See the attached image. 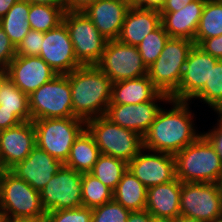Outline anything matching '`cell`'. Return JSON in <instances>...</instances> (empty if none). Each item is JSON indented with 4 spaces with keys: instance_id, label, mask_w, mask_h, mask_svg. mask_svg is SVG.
<instances>
[{
    "instance_id": "cell-1",
    "label": "cell",
    "mask_w": 222,
    "mask_h": 222,
    "mask_svg": "<svg viewBox=\"0 0 222 222\" xmlns=\"http://www.w3.org/2000/svg\"><path fill=\"white\" fill-rule=\"evenodd\" d=\"M173 108H161L148 132L143 137V148L155 152L175 155L192 144L203 133L194 128V113L190 111L189 101L169 100ZM193 120V121H192Z\"/></svg>"
},
{
    "instance_id": "cell-2",
    "label": "cell",
    "mask_w": 222,
    "mask_h": 222,
    "mask_svg": "<svg viewBox=\"0 0 222 222\" xmlns=\"http://www.w3.org/2000/svg\"><path fill=\"white\" fill-rule=\"evenodd\" d=\"M74 116L87 122L104 116L112 97L113 82L96 65L81 66L67 74Z\"/></svg>"
},
{
    "instance_id": "cell-3",
    "label": "cell",
    "mask_w": 222,
    "mask_h": 222,
    "mask_svg": "<svg viewBox=\"0 0 222 222\" xmlns=\"http://www.w3.org/2000/svg\"><path fill=\"white\" fill-rule=\"evenodd\" d=\"M174 156L181 182L216 183L222 174V157L204 134Z\"/></svg>"
},
{
    "instance_id": "cell-4",
    "label": "cell",
    "mask_w": 222,
    "mask_h": 222,
    "mask_svg": "<svg viewBox=\"0 0 222 222\" xmlns=\"http://www.w3.org/2000/svg\"><path fill=\"white\" fill-rule=\"evenodd\" d=\"M86 128L94 137L100 154L129 163L143 149L142 136L113 123L105 115L88 120Z\"/></svg>"
},
{
    "instance_id": "cell-5",
    "label": "cell",
    "mask_w": 222,
    "mask_h": 222,
    "mask_svg": "<svg viewBox=\"0 0 222 222\" xmlns=\"http://www.w3.org/2000/svg\"><path fill=\"white\" fill-rule=\"evenodd\" d=\"M33 124L36 146L63 164L76 138L86 128V122L77 117L37 119Z\"/></svg>"
},
{
    "instance_id": "cell-6",
    "label": "cell",
    "mask_w": 222,
    "mask_h": 222,
    "mask_svg": "<svg viewBox=\"0 0 222 222\" xmlns=\"http://www.w3.org/2000/svg\"><path fill=\"white\" fill-rule=\"evenodd\" d=\"M194 41L171 38L166 41L159 58L148 68L147 75L153 85L171 96L178 88L183 68Z\"/></svg>"
},
{
    "instance_id": "cell-7",
    "label": "cell",
    "mask_w": 222,
    "mask_h": 222,
    "mask_svg": "<svg viewBox=\"0 0 222 222\" xmlns=\"http://www.w3.org/2000/svg\"><path fill=\"white\" fill-rule=\"evenodd\" d=\"M0 212L8 221L42 218L46 215L41 204L40 192L10 170L5 171L2 183Z\"/></svg>"
},
{
    "instance_id": "cell-8",
    "label": "cell",
    "mask_w": 222,
    "mask_h": 222,
    "mask_svg": "<svg viewBox=\"0 0 222 222\" xmlns=\"http://www.w3.org/2000/svg\"><path fill=\"white\" fill-rule=\"evenodd\" d=\"M31 121L75 117L67 74H58L29 96Z\"/></svg>"
},
{
    "instance_id": "cell-9",
    "label": "cell",
    "mask_w": 222,
    "mask_h": 222,
    "mask_svg": "<svg viewBox=\"0 0 222 222\" xmlns=\"http://www.w3.org/2000/svg\"><path fill=\"white\" fill-rule=\"evenodd\" d=\"M66 25L77 60L83 66L96 65L104 52L107 40L83 11H65Z\"/></svg>"
},
{
    "instance_id": "cell-10",
    "label": "cell",
    "mask_w": 222,
    "mask_h": 222,
    "mask_svg": "<svg viewBox=\"0 0 222 222\" xmlns=\"http://www.w3.org/2000/svg\"><path fill=\"white\" fill-rule=\"evenodd\" d=\"M96 66L113 83L139 78L147 75L148 72L137 46L124 44L118 39L107 42Z\"/></svg>"
},
{
    "instance_id": "cell-11",
    "label": "cell",
    "mask_w": 222,
    "mask_h": 222,
    "mask_svg": "<svg viewBox=\"0 0 222 222\" xmlns=\"http://www.w3.org/2000/svg\"><path fill=\"white\" fill-rule=\"evenodd\" d=\"M180 215L203 222L222 217V198L216 183L181 182Z\"/></svg>"
},
{
    "instance_id": "cell-12",
    "label": "cell",
    "mask_w": 222,
    "mask_h": 222,
    "mask_svg": "<svg viewBox=\"0 0 222 222\" xmlns=\"http://www.w3.org/2000/svg\"><path fill=\"white\" fill-rule=\"evenodd\" d=\"M40 197L46 212L83 206L82 173L63 165L40 191Z\"/></svg>"
},
{
    "instance_id": "cell-13",
    "label": "cell",
    "mask_w": 222,
    "mask_h": 222,
    "mask_svg": "<svg viewBox=\"0 0 222 222\" xmlns=\"http://www.w3.org/2000/svg\"><path fill=\"white\" fill-rule=\"evenodd\" d=\"M170 99L168 94L159 92L148 102L139 104H109L105 116L113 123L135 131L144 137L161 109L157 101L169 103Z\"/></svg>"
},
{
    "instance_id": "cell-14",
    "label": "cell",
    "mask_w": 222,
    "mask_h": 222,
    "mask_svg": "<svg viewBox=\"0 0 222 222\" xmlns=\"http://www.w3.org/2000/svg\"><path fill=\"white\" fill-rule=\"evenodd\" d=\"M151 152L143 148L128 163V169L147 189L176 179L175 156L165 152Z\"/></svg>"
},
{
    "instance_id": "cell-15",
    "label": "cell",
    "mask_w": 222,
    "mask_h": 222,
    "mask_svg": "<svg viewBox=\"0 0 222 222\" xmlns=\"http://www.w3.org/2000/svg\"><path fill=\"white\" fill-rule=\"evenodd\" d=\"M39 56L57 73L68 74L83 66L76 58L66 25L44 32Z\"/></svg>"
},
{
    "instance_id": "cell-16",
    "label": "cell",
    "mask_w": 222,
    "mask_h": 222,
    "mask_svg": "<svg viewBox=\"0 0 222 222\" xmlns=\"http://www.w3.org/2000/svg\"><path fill=\"white\" fill-rule=\"evenodd\" d=\"M219 59L194 45L185 62L179 88L170 96L178 101H189L205 86Z\"/></svg>"
},
{
    "instance_id": "cell-17",
    "label": "cell",
    "mask_w": 222,
    "mask_h": 222,
    "mask_svg": "<svg viewBox=\"0 0 222 222\" xmlns=\"http://www.w3.org/2000/svg\"><path fill=\"white\" fill-rule=\"evenodd\" d=\"M5 74L27 96L58 75L40 56L21 55L14 57Z\"/></svg>"
},
{
    "instance_id": "cell-18",
    "label": "cell",
    "mask_w": 222,
    "mask_h": 222,
    "mask_svg": "<svg viewBox=\"0 0 222 222\" xmlns=\"http://www.w3.org/2000/svg\"><path fill=\"white\" fill-rule=\"evenodd\" d=\"M36 146L33 121L0 131V166L10 170L23 161Z\"/></svg>"
},
{
    "instance_id": "cell-19",
    "label": "cell",
    "mask_w": 222,
    "mask_h": 222,
    "mask_svg": "<svg viewBox=\"0 0 222 222\" xmlns=\"http://www.w3.org/2000/svg\"><path fill=\"white\" fill-rule=\"evenodd\" d=\"M63 165L60 160L35 146L30 154L10 171L40 192Z\"/></svg>"
},
{
    "instance_id": "cell-20",
    "label": "cell",
    "mask_w": 222,
    "mask_h": 222,
    "mask_svg": "<svg viewBox=\"0 0 222 222\" xmlns=\"http://www.w3.org/2000/svg\"><path fill=\"white\" fill-rule=\"evenodd\" d=\"M132 6L128 0H97L83 12L90 18L101 35L107 40H117L124 18Z\"/></svg>"
},
{
    "instance_id": "cell-21",
    "label": "cell",
    "mask_w": 222,
    "mask_h": 222,
    "mask_svg": "<svg viewBox=\"0 0 222 222\" xmlns=\"http://www.w3.org/2000/svg\"><path fill=\"white\" fill-rule=\"evenodd\" d=\"M205 3L206 0H196L180 11L160 12L161 24L169 37L194 41Z\"/></svg>"
},
{
    "instance_id": "cell-22",
    "label": "cell",
    "mask_w": 222,
    "mask_h": 222,
    "mask_svg": "<svg viewBox=\"0 0 222 222\" xmlns=\"http://www.w3.org/2000/svg\"><path fill=\"white\" fill-rule=\"evenodd\" d=\"M161 25V14L156 10L141 9L132 4L122 25L118 40L138 46L143 39Z\"/></svg>"
},
{
    "instance_id": "cell-23",
    "label": "cell",
    "mask_w": 222,
    "mask_h": 222,
    "mask_svg": "<svg viewBox=\"0 0 222 222\" xmlns=\"http://www.w3.org/2000/svg\"><path fill=\"white\" fill-rule=\"evenodd\" d=\"M181 181L175 180L147 190L146 210L157 217L175 219L180 215Z\"/></svg>"
},
{
    "instance_id": "cell-24",
    "label": "cell",
    "mask_w": 222,
    "mask_h": 222,
    "mask_svg": "<svg viewBox=\"0 0 222 222\" xmlns=\"http://www.w3.org/2000/svg\"><path fill=\"white\" fill-rule=\"evenodd\" d=\"M159 92L148 75L123 80L113 83L110 104H139L148 102Z\"/></svg>"
},
{
    "instance_id": "cell-25",
    "label": "cell",
    "mask_w": 222,
    "mask_h": 222,
    "mask_svg": "<svg viewBox=\"0 0 222 222\" xmlns=\"http://www.w3.org/2000/svg\"><path fill=\"white\" fill-rule=\"evenodd\" d=\"M99 155L94 137L85 128L73 143L64 165L81 173L90 172Z\"/></svg>"
},
{
    "instance_id": "cell-26",
    "label": "cell",
    "mask_w": 222,
    "mask_h": 222,
    "mask_svg": "<svg viewBox=\"0 0 222 222\" xmlns=\"http://www.w3.org/2000/svg\"><path fill=\"white\" fill-rule=\"evenodd\" d=\"M147 188L127 169L113 191V200L130 211L146 209Z\"/></svg>"
},
{
    "instance_id": "cell-27",
    "label": "cell",
    "mask_w": 222,
    "mask_h": 222,
    "mask_svg": "<svg viewBox=\"0 0 222 222\" xmlns=\"http://www.w3.org/2000/svg\"><path fill=\"white\" fill-rule=\"evenodd\" d=\"M0 110L12 111L22 122L31 121L29 96L0 72Z\"/></svg>"
},
{
    "instance_id": "cell-28",
    "label": "cell",
    "mask_w": 222,
    "mask_h": 222,
    "mask_svg": "<svg viewBox=\"0 0 222 222\" xmlns=\"http://www.w3.org/2000/svg\"><path fill=\"white\" fill-rule=\"evenodd\" d=\"M30 4L25 0H18L0 19V26L10 38L11 42L17 47L31 30L28 21Z\"/></svg>"
},
{
    "instance_id": "cell-29",
    "label": "cell",
    "mask_w": 222,
    "mask_h": 222,
    "mask_svg": "<svg viewBox=\"0 0 222 222\" xmlns=\"http://www.w3.org/2000/svg\"><path fill=\"white\" fill-rule=\"evenodd\" d=\"M222 35V0H206L198 29L195 45L202 40Z\"/></svg>"
},
{
    "instance_id": "cell-30",
    "label": "cell",
    "mask_w": 222,
    "mask_h": 222,
    "mask_svg": "<svg viewBox=\"0 0 222 222\" xmlns=\"http://www.w3.org/2000/svg\"><path fill=\"white\" fill-rule=\"evenodd\" d=\"M127 169L128 163L124 160L100 154L90 173L114 191Z\"/></svg>"
},
{
    "instance_id": "cell-31",
    "label": "cell",
    "mask_w": 222,
    "mask_h": 222,
    "mask_svg": "<svg viewBox=\"0 0 222 222\" xmlns=\"http://www.w3.org/2000/svg\"><path fill=\"white\" fill-rule=\"evenodd\" d=\"M65 7L30 4L29 18L31 30L47 32L62 23Z\"/></svg>"
},
{
    "instance_id": "cell-32",
    "label": "cell",
    "mask_w": 222,
    "mask_h": 222,
    "mask_svg": "<svg viewBox=\"0 0 222 222\" xmlns=\"http://www.w3.org/2000/svg\"><path fill=\"white\" fill-rule=\"evenodd\" d=\"M113 200V191L90 172L82 173V204L94 208Z\"/></svg>"
},
{
    "instance_id": "cell-33",
    "label": "cell",
    "mask_w": 222,
    "mask_h": 222,
    "mask_svg": "<svg viewBox=\"0 0 222 222\" xmlns=\"http://www.w3.org/2000/svg\"><path fill=\"white\" fill-rule=\"evenodd\" d=\"M201 99L215 112L222 107V60H218L211 68L209 80L205 86L192 98Z\"/></svg>"
},
{
    "instance_id": "cell-34",
    "label": "cell",
    "mask_w": 222,
    "mask_h": 222,
    "mask_svg": "<svg viewBox=\"0 0 222 222\" xmlns=\"http://www.w3.org/2000/svg\"><path fill=\"white\" fill-rule=\"evenodd\" d=\"M168 39L169 35L161 24L156 30L148 34L137 46L147 68L159 58Z\"/></svg>"
},
{
    "instance_id": "cell-35",
    "label": "cell",
    "mask_w": 222,
    "mask_h": 222,
    "mask_svg": "<svg viewBox=\"0 0 222 222\" xmlns=\"http://www.w3.org/2000/svg\"><path fill=\"white\" fill-rule=\"evenodd\" d=\"M130 210L115 200L92 208L91 222H127Z\"/></svg>"
},
{
    "instance_id": "cell-36",
    "label": "cell",
    "mask_w": 222,
    "mask_h": 222,
    "mask_svg": "<svg viewBox=\"0 0 222 222\" xmlns=\"http://www.w3.org/2000/svg\"><path fill=\"white\" fill-rule=\"evenodd\" d=\"M46 222H91L92 208L76 207L46 212Z\"/></svg>"
},
{
    "instance_id": "cell-37",
    "label": "cell",
    "mask_w": 222,
    "mask_h": 222,
    "mask_svg": "<svg viewBox=\"0 0 222 222\" xmlns=\"http://www.w3.org/2000/svg\"><path fill=\"white\" fill-rule=\"evenodd\" d=\"M43 39L44 32L30 30L16 47V55L39 56Z\"/></svg>"
},
{
    "instance_id": "cell-38",
    "label": "cell",
    "mask_w": 222,
    "mask_h": 222,
    "mask_svg": "<svg viewBox=\"0 0 222 222\" xmlns=\"http://www.w3.org/2000/svg\"><path fill=\"white\" fill-rule=\"evenodd\" d=\"M16 56V47L0 26V72L8 69L9 63Z\"/></svg>"
},
{
    "instance_id": "cell-39",
    "label": "cell",
    "mask_w": 222,
    "mask_h": 222,
    "mask_svg": "<svg viewBox=\"0 0 222 222\" xmlns=\"http://www.w3.org/2000/svg\"><path fill=\"white\" fill-rule=\"evenodd\" d=\"M197 46L212 57L222 60V35L204 39Z\"/></svg>"
},
{
    "instance_id": "cell-40",
    "label": "cell",
    "mask_w": 222,
    "mask_h": 222,
    "mask_svg": "<svg viewBox=\"0 0 222 222\" xmlns=\"http://www.w3.org/2000/svg\"><path fill=\"white\" fill-rule=\"evenodd\" d=\"M212 130L208 132H204L203 134L209 139V141L212 143V145L215 147L216 151L220 154L222 157V123L218 120V123L216 124Z\"/></svg>"
},
{
    "instance_id": "cell-41",
    "label": "cell",
    "mask_w": 222,
    "mask_h": 222,
    "mask_svg": "<svg viewBox=\"0 0 222 222\" xmlns=\"http://www.w3.org/2000/svg\"><path fill=\"white\" fill-rule=\"evenodd\" d=\"M22 123V121L12 112L0 110V131L14 127Z\"/></svg>"
},
{
    "instance_id": "cell-42",
    "label": "cell",
    "mask_w": 222,
    "mask_h": 222,
    "mask_svg": "<svg viewBox=\"0 0 222 222\" xmlns=\"http://www.w3.org/2000/svg\"><path fill=\"white\" fill-rule=\"evenodd\" d=\"M167 0H136L133 5L141 9L161 11Z\"/></svg>"
},
{
    "instance_id": "cell-43",
    "label": "cell",
    "mask_w": 222,
    "mask_h": 222,
    "mask_svg": "<svg viewBox=\"0 0 222 222\" xmlns=\"http://www.w3.org/2000/svg\"><path fill=\"white\" fill-rule=\"evenodd\" d=\"M97 0H65V11H84Z\"/></svg>"
},
{
    "instance_id": "cell-44",
    "label": "cell",
    "mask_w": 222,
    "mask_h": 222,
    "mask_svg": "<svg viewBox=\"0 0 222 222\" xmlns=\"http://www.w3.org/2000/svg\"><path fill=\"white\" fill-rule=\"evenodd\" d=\"M196 0H167L163 9L160 12H176L180 11L189 3Z\"/></svg>"
},
{
    "instance_id": "cell-45",
    "label": "cell",
    "mask_w": 222,
    "mask_h": 222,
    "mask_svg": "<svg viewBox=\"0 0 222 222\" xmlns=\"http://www.w3.org/2000/svg\"><path fill=\"white\" fill-rule=\"evenodd\" d=\"M151 214L145 209L141 211H131L127 222H151Z\"/></svg>"
},
{
    "instance_id": "cell-46",
    "label": "cell",
    "mask_w": 222,
    "mask_h": 222,
    "mask_svg": "<svg viewBox=\"0 0 222 222\" xmlns=\"http://www.w3.org/2000/svg\"><path fill=\"white\" fill-rule=\"evenodd\" d=\"M25 1H27L29 4L65 7V0H25Z\"/></svg>"
},
{
    "instance_id": "cell-47",
    "label": "cell",
    "mask_w": 222,
    "mask_h": 222,
    "mask_svg": "<svg viewBox=\"0 0 222 222\" xmlns=\"http://www.w3.org/2000/svg\"><path fill=\"white\" fill-rule=\"evenodd\" d=\"M18 0H0V19L6 15Z\"/></svg>"
},
{
    "instance_id": "cell-48",
    "label": "cell",
    "mask_w": 222,
    "mask_h": 222,
    "mask_svg": "<svg viewBox=\"0 0 222 222\" xmlns=\"http://www.w3.org/2000/svg\"><path fill=\"white\" fill-rule=\"evenodd\" d=\"M174 222H203V221L197 220L195 218L187 217L184 215H179L174 219Z\"/></svg>"
},
{
    "instance_id": "cell-49",
    "label": "cell",
    "mask_w": 222,
    "mask_h": 222,
    "mask_svg": "<svg viewBox=\"0 0 222 222\" xmlns=\"http://www.w3.org/2000/svg\"><path fill=\"white\" fill-rule=\"evenodd\" d=\"M9 222H46V217L42 218H35V219H16V220H11Z\"/></svg>"
},
{
    "instance_id": "cell-50",
    "label": "cell",
    "mask_w": 222,
    "mask_h": 222,
    "mask_svg": "<svg viewBox=\"0 0 222 222\" xmlns=\"http://www.w3.org/2000/svg\"><path fill=\"white\" fill-rule=\"evenodd\" d=\"M151 222H174L173 218L151 216Z\"/></svg>"
},
{
    "instance_id": "cell-51",
    "label": "cell",
    "mask_w": 222,
    "mask_h": 222,
    "mask_svg": "<svg viewBox=\"0 0 222 222\" xmlns=\"http://www.w3.org/2000/svg\"><path fill=\"white\" fill-rule=\"evenodd\" d=\"M5 171H6V169H4L0 166V202L2 199V183H3L4 176H5Z\"/></svg>"
},
{
    "instance_id": "cell-52",
    "label": "cell",
    "mask_w": 222,
    "mask_h": 222,
    "mask_svg": "<svg viewBox=\"0 0 222 222\" xmlns=\"http://www.w3.org/2000/svg\"><path fill=\"white\" fill-rule=\"evenodd\" d=\"M216 184H217V187H218L219 195L222 198V174L218 177V180H217Z\"/></svg>"
},
{
    "instance_id": "cell-53",
    "label": "cell",
    "mask_w": 222,
    "mask_h": 222,
    "mask_svg": "<svg viewBox=\"0 0 222 222\" xmlns=\"http://www.w3.org/2000/svg\"><path fill=\"white\" fill-rule=\"evenodd\" d=\"M218 114V118L217 120H219L222 123V107L217 111Z\"/></svg>"
},
{
    "instance_id": "cell-54",
    "label": "cell",
    "mask_w": 222,
    "mask_h": 222,
    "mask_svg": "<svg viewBox=\"0 0 222 222\" xmlns=\"http://www.w3.org/2000/svg\"><path fill=\"white\" fill-rule=\"evenodd\" d=\"M0 222H9L8 219L0 212Z\"/></svg>"
},
{
    "instance_id": "cell-55",
    "label": "cell",
    "mask_w": 222,
    "mask_h": 222,
    "mask_svg": "<svg viewBox=\"0 0 222 222\" xmlns=\"http://www.w3.org/2000/svg\"><path fill=\"white\" fill-rule=\"evenodd\" d=\"M215 222H222V217L218 218Z\"/></svg>"
},
{
    "instance_id": "cell-56",
    "label": "cell",
    "mask_w": 222,
    "mask_h": 222,
    "mask_svg": "<svg viewBox=\"0 0 222 222\" xmlns=\"http://www.w3.org/2000/svg\"><path fill=\"white\" fill-rule=\"evenodd\" d=\"M128 1H130L133 4L136 0H128Z\"/></svg>"
}]
</instances>
